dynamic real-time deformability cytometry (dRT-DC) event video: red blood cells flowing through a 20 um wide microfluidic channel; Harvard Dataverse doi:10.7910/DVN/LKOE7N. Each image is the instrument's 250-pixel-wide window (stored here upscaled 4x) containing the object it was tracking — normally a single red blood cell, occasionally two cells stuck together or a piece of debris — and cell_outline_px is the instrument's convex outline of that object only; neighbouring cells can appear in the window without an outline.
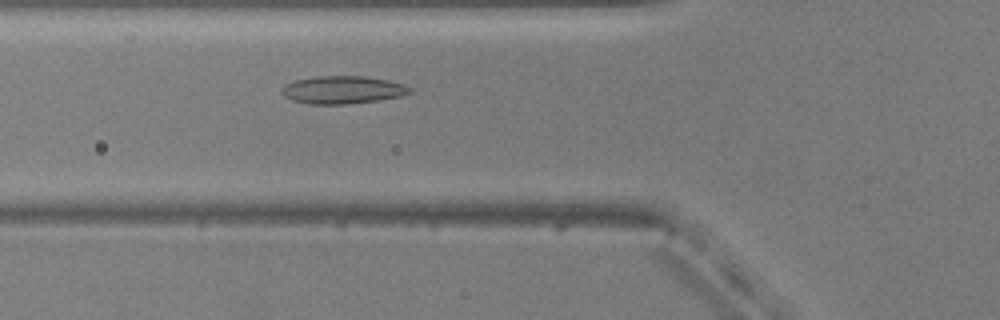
{"species": "common noctule bat (a hibernating species)", "species_latin": "Nyctalus noctula", "temperature_condition": "warm", "stored_images_in_passage": 49, "camera_frame_rate_fps": 3000, "um_per_image_px": 0.085, "animal": {"sex": "male", "body_mass_g": 20.5, "forearm_length_mm": 52.5}, "frame": {"image": 1, "passage_image": 15, "time_ms": 4.667, "image_size_px": [1000, 320], "cell_outline_px": [[412, 92], [400, 96], [380, 100], [344, 104], [308, 104], [292, 100], [284, 96], [280, 92], [280, 88], [296, 80], [316, 76], [364, 76], [388, 80], [404, 84], [412, 88]], "centroid_in_image_um": [29.13, 7.64], "position_along_channel_um": 96.7, "area_um2": 20.75}}
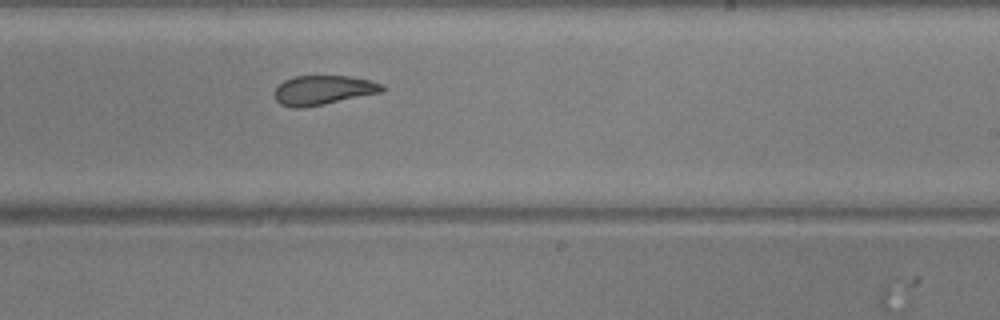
{"frame": {"image": 2, "passage_image": 28, "time_ms": 9.0, "image_size_px": [1000, 320], "cell_outline_px": [[384, 88], [380, 92], [324, 104], [304, 108], [292, 108], [280, 104], [276, 100], [276, 88], [284, 80], [292, 76], [348, 76], [368, 80], [384, 84]], "centroid_in_image_um": [27.44, 7.66], "position_along_channel_um": 261.6, "area_um2": 18.21}}
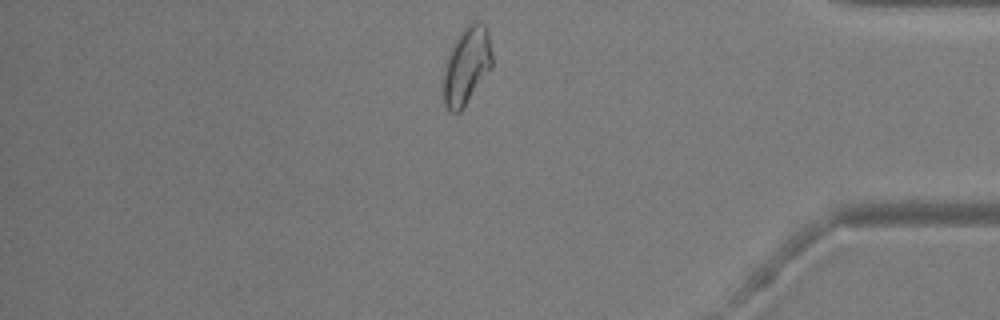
{"frame": {"image": 3, "passage_image": 41, "time_ms": 13.333, "image_size_px": [1000, 320], "cell_outline_px": [[492, 68], [464, 108], [460, 112], [452, 112], [444, 104], [444, 64], [464, 24], [476, 20], [480, 20], [484, 24], [488, 32], [492, 52]], "centroid_in_image_um": [39.69, 5.56], "position_along_channel_um": 395.5, "area_um2": 22.2}, "authors_computed_cell_mechanics": {"area_um2": 20.8658, "velocity_mm_per_s": 3.7934, "shape_relaxation_time_tau1_ms": null, "shape_relaxation_time_tau2_ms": 1.9128, "deformation_change_tau1": null, "deformation_change_tau2": 0.0865}}